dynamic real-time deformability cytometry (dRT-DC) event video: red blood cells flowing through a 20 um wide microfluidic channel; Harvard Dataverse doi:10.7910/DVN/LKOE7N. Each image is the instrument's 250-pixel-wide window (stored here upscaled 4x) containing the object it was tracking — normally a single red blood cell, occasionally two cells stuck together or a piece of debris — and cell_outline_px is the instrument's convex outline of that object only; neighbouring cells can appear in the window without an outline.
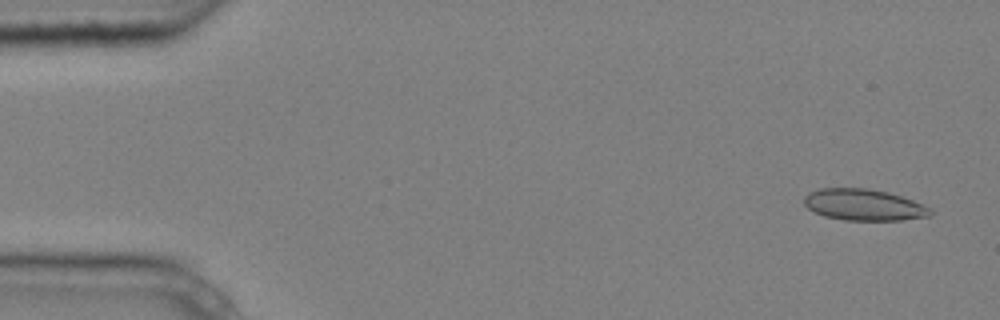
{"species": "common noctule bat (a hibernating species)", "species_latin": "Nyctalus noctula", "temperature_condition": "cold", "stored_images_in_passage": 5, "camera_frame_rate_fps": 3000, "um_per_image_px": 0.085, "animal": {"sex": "male", "body_mass_g": 20.4}, "frame": {"image": 1, "passage_image": 1, "time_ms": 0.0, "image_size_px": [1000, 320], "cell_outline_px": [[932, 216], [900, 220], [844, 220], [824, 216], [808, 208], [804, 204], [804, 196], [808, 192], [820, 188], [868, 188], [888, 192], [912, 200], [932, 208]], "centroid_in_image_um": [73.43, 17.41], "position_along_channel_um": 11.6, "area_um2": 23.18}}
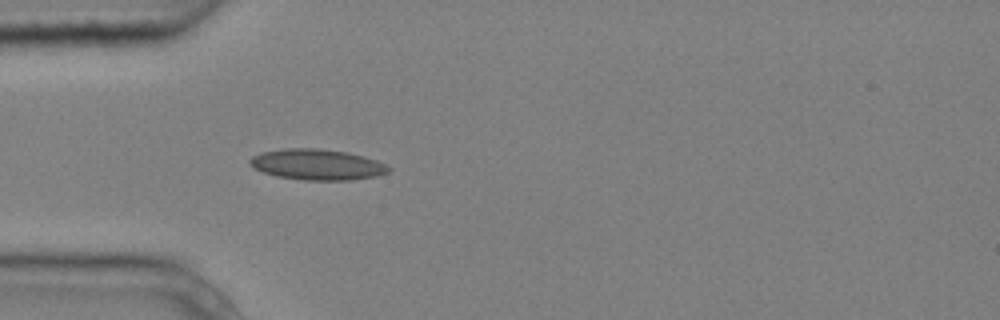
{"frame": {"image": 2, "passage_image": 5, "time_ms": 1.333, "image_size_px": [1000, 320], "cell_outline_px": [[392, 168], [388, 172], [376, 176], [352, 180], [304, 180], [276, 176], [252, 168], [248, 164], [248, 160], [252, 156], [260, 152], [284, 148], [320, 148], [348, 152], [364, 156], [376, 160]], "centroid_in_image_um": [26.92, 13.98], "position_along_channel_um": 58.1, "area_um2": 25.14}}